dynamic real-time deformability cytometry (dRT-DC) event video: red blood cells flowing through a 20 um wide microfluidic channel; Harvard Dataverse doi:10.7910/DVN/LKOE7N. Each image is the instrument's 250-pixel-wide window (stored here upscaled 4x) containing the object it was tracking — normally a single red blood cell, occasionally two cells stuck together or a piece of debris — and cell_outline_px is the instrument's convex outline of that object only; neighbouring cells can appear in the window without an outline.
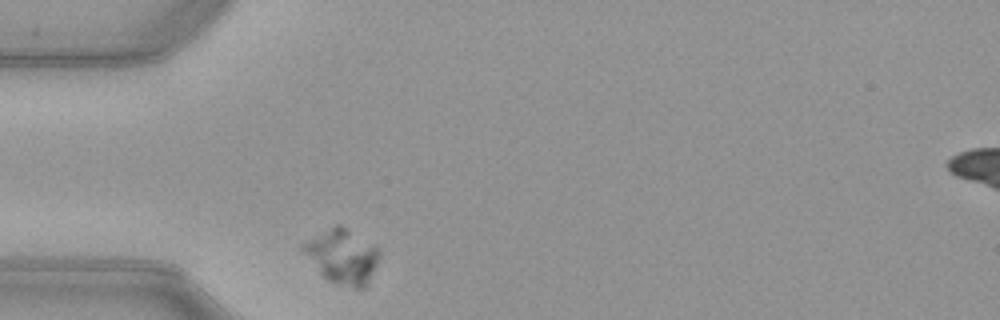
{"species": "common noctule bat (a hibernating species)", "species_latin": "Nyctalus noctula", "temperature_condition": "warm", "stored_images_in_passage": 30, "camera_frame_rate_fps": 3000, "um_per_image_px": 0.085, "animal": {"sex": "female", "body_mass_g": 21.9}, "frame": {"image": 1, "passage_image": 1, "time_ms": 0.0, "image_size_px": [1000, 320], "cell_outline_px": [[380, 256], [368, 284], [364, 288], [356, 288], [340, 284], [328, 280], [324, 276], [304, 248], [304, 244], [336, 224], [340, 224], [380, 248]], "centroid_in_image_um": [29.23, 21.8], "position_along_channel_um": 55.8, "area_um2": 22.95}}
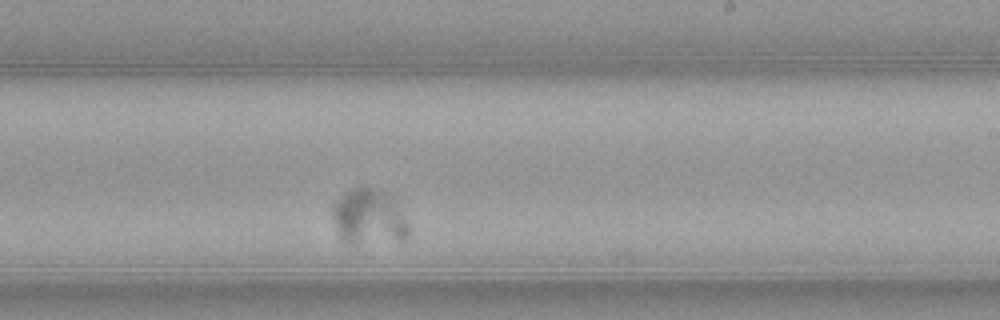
{"frame": {"image": 2, "passage_image": 19, "time_ms": 6.0, "image_size_px": [1000, 320], "cell_outline_px": [[408, 236], [400, 240], [352, 244], [348, 244], [344, 240], [332, 216], [332, 204], [340, 196], [356, 188], [368, 188], [388, 196], [396, 204], [408, 228]], "centroid_in_image_um": [31.3, 18.48], "position_along_channel_um": 257.7, "area_um2": 23.41}}
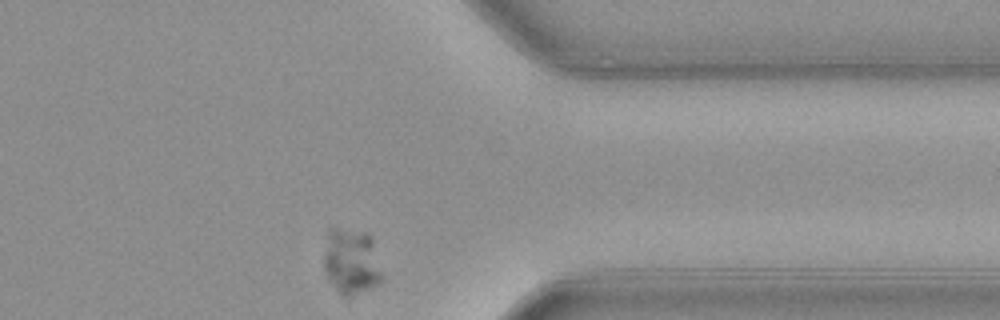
{"frame": {"image": 3, "passage_image": 30, "time_ms": 9.667, "image_size_px": [1000, 320], "cell_outline_px": [[384, 280], [352, 296], [344, 296], [328, 280], [324, 268], [324, 256], [328, 232], [332, 228], [368, 232], [372, 236], [384, 276]], "centroid_in_image_um": [29.9, 22.21], "position_along_channel_um": 381.5, "area_um2": 22.43}}